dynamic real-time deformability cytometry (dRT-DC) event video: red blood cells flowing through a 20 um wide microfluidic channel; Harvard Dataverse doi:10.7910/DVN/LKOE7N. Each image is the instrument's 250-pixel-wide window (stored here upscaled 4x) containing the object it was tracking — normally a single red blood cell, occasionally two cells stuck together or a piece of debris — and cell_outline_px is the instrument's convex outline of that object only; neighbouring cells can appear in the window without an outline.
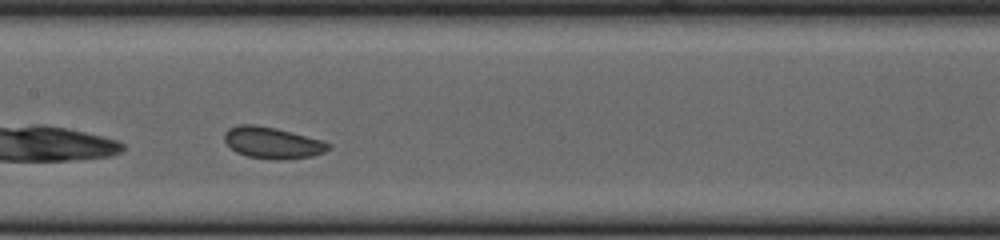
{"species": "common noctule bat (a hibernating species)", "species_latin": "Nyctalus noctula", "temperature_condition": "cold", "stored_images_in_passage": 27, "camera_frame_rate_fps": 3000, "um_per_image_px": 0.085, "animal": {"sex": "female", "body_mass_g": 23.0, "forearm_length_mm": 53.4}, "frame": {"image": 1, "passage_image": 12, "time_ms": 3.667, "image_size_px": [1000, 240], "cell_outline_px": [[332, 144], [324, 152], [312, 156], [280, 160], [272, 160], [248, 156], [236, 152], [224, 140], [224, 132], [228, 128], [240, 124], [252, 124], [276, 128], [320, 140]], "centroid_in_image_um": [23.12, 12.14], "position_along_channel_um": 184.3, "area_um2": 18.9}, "authors_computed_cell_mechanics": {"area_um2": 18.9006, "velocity_mm_per_s": 3.7879, "shape_relaxation_time_tau1_ms": null, "shape_relaxation_time_tau2_ms": 1.2712, "deformation_change_tau1": null, "deformation_change_tau2": 0.0445}}